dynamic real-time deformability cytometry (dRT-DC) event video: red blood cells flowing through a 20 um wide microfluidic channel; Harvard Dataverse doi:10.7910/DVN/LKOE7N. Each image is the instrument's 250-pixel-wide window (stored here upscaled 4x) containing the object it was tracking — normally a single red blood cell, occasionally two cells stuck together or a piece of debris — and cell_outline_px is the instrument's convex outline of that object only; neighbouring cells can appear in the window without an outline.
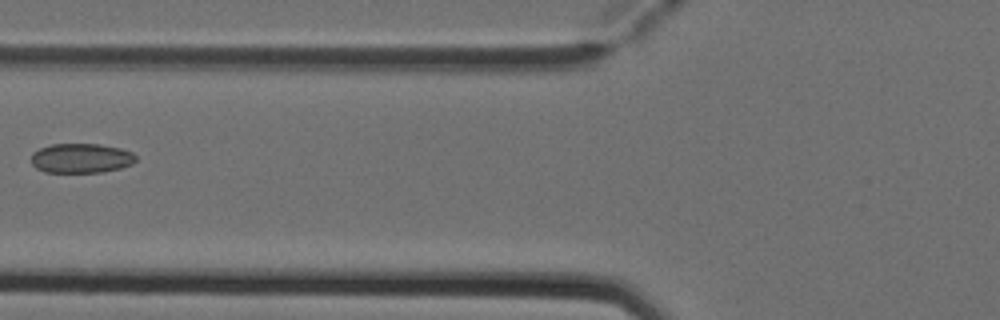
{"species": "Egyptian fruit bat (a non-hibernating species)", "species_latin": "Rousettus aegyptiacus", "temperature_condition": "cold", "stored_images_in_passage": 6, "camera_frame_rate_fps": 3000, "um_per_image_px": 0.085, "animal": {"sex": "female"}, "frame": {"image": 1, "passage_image": 6, "time_ms": 1.667, "image_size_px": [1000, 320], "cell_outline_px": [[136, 160], [132, 164], [120, 168], [104, 172], [44, 172], [36, 168], [32, 164], [32, 152], [40, 148], [52, 144], [100, 144], [120, 148], [132, 152], [136, 156]], "centroid_in_image_um": [6.9, 13.45], "position_along_channel_um": 118.9, "area_um2": 18.09}}